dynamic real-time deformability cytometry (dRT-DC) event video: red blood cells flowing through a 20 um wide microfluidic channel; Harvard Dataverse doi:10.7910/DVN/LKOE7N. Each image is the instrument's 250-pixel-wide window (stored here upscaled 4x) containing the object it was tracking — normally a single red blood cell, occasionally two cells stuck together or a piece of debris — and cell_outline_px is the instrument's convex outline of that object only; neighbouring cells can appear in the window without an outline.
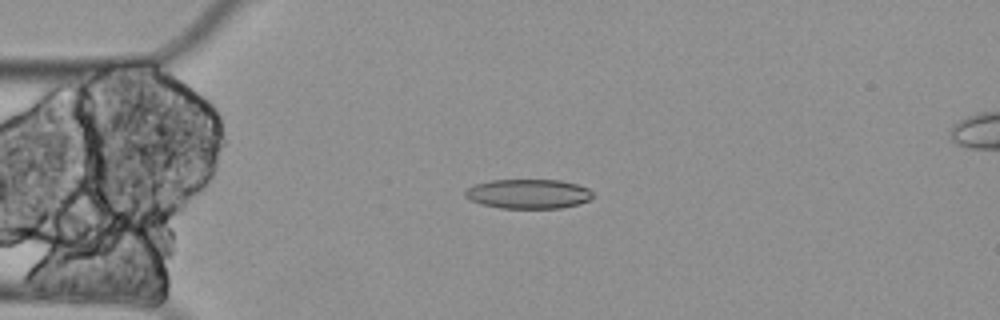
{"species": "Egyptian fruit bat (a non-hibernating species)", "species_latin": "Rousettus aegyptiacus", "temperature_condition": "cold", "stored_images_in_passage": 5, "camera_frame_rate_fps": 3000, "um_per_image_px": 0.085, "animal": {"sex": "female"}, "frame": {"image": 1, "passage_image": 3, "time_ms": 0.667, "image_size_px": [1000, 320], "cell_outline_px": [[592, 196], [588, 200], [580, 204], [560, 208], [500, 208], [484, 204], [472, 200], [464, 196], [464, 192], [468, 188], [476, 184], [492, 180], [560, 180], [576, 184], [588, 188], [592, 192]], "centroid_in_image_um": [44.93, 16.48], "position_along_channel_um": 40.1, "area_um2": 21.73}}